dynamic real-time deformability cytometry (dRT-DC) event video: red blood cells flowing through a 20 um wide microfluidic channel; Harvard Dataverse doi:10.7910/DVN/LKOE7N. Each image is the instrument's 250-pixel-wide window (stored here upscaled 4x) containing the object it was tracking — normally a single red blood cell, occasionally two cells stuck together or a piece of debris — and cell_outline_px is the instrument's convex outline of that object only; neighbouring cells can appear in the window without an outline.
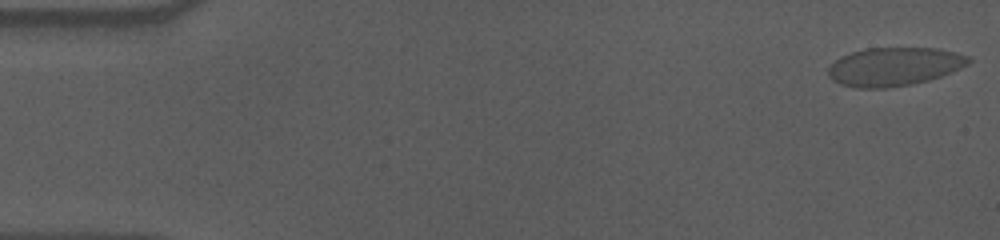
{"species": "human", "species_latin": "Homo sapiens", "temperature_condition": "cold", "stored_images_in_passage": 57, "camera_frame_rate_fps": 3000, "um_per_image_px": 0.085, "donor": {"sex": "male"}, "frame": {"image": 1, "passage_image": 1, "time_ms": 0.0, "image_size_px": [1000, 240], "cell_outline_px": [[972, 60], [968, 64], [952, 72], [928, 80], [908, 84], [884, 88], [856, 88], [840, 84], [832, 80], [828, 76], [828, 68], [840, 56], [852, 52], [868, 48], [936, 48], [968, 56]], "centroid_in_image_um": [75.97, 5.66], "position_along_channel_um": 9.0, "area_um2": 31.21}}
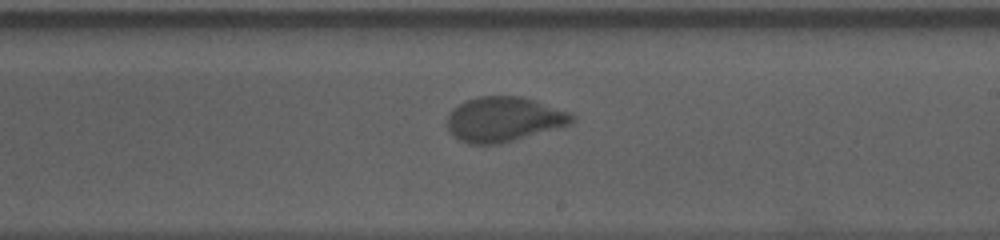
{"frame": {"image": 2, "passage_image": 33, "time_ms": 10.667, "image_size_px": [1000, 240], "cell_outline_px": [[576, 120], [568, 124], [512, 140], [496, 144], [468, 144], [460, 140], [448, 132], [448, 112], [452, 108], [468, 100], [480, 96], [520, 96], [536, 100], [568, 112], [576, 116]], "centroid_in_image_um": [42.78, 10.12], "position_along_channel_um": 246.2, "area_um2": 32.14}}
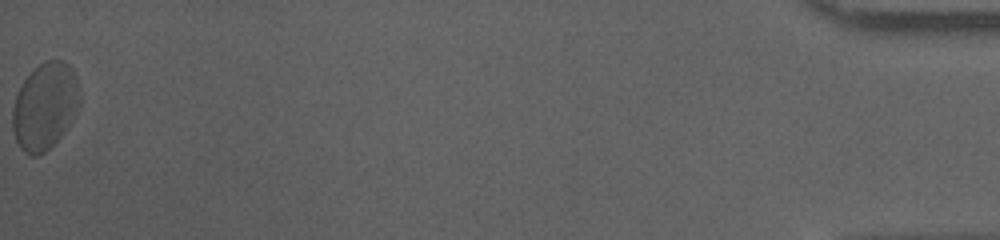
{"frame": {"image": 3, "passage_image": 57, "time_ms": 18.667, "image_size_px": [1000, 240], "cell_outline_px": [[80, 104], [72, 120], [64, 132], [44, 152], [36, 156], [28, 156], [20, 148], [16, 140], [12, 128], [12, 108], [16, 96], [24, 80], [40, 64], [48, 60], [64, 60], [72, 68], [76, 76], [80, 96]], "centroid_in_image_um": [3.82, 9.04], "position_along_channel_um": 431.4, "area_um2": 33.87}}